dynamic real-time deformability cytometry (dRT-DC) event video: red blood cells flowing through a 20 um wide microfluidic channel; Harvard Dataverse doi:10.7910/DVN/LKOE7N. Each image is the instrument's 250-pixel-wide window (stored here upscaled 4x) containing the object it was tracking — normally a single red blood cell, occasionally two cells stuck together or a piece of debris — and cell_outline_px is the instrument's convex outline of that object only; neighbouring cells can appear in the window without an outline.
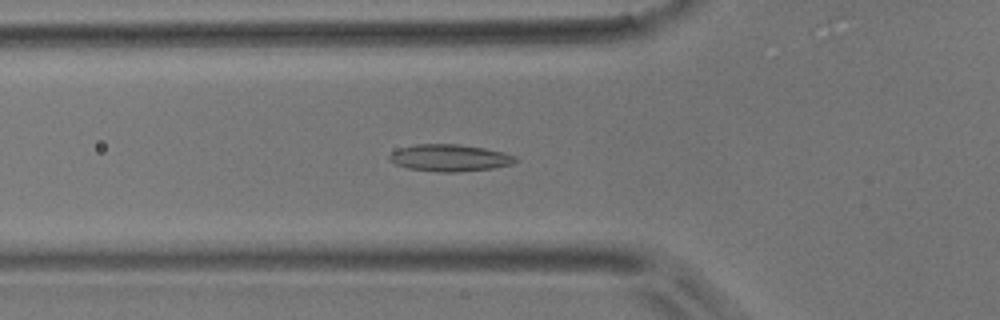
{"species": "common noctule bat (a hibernating species)", "species_latin": "Nyctalus noctula", "temperature_condition": "room temperature", "stored_images_in_passage": 45, "camera_frame_rate_fps": 3000, "um_per_image_px": 0.085, "animal": {"sex": "male", "body_mass_g": 17.9}, "frame": {"image": 1, "passage_image": 11, "time_ms": 3.333, "image_size_px": [1000, 320], "cell_outline_px": [[516, 160], [512, 164], [492, 168], [456, 172], [440, 172], [408, 168], [396, 164], [388, 160], [388, 156], [392, 152], [400, 148], [416, 144], [456, 144], [484, 148], [504, 152], [516, 156]], "centroid_in_image_um": [38.21, 13.41], "position_along_channel_um": 87.6, "area_um2": 19.65}}
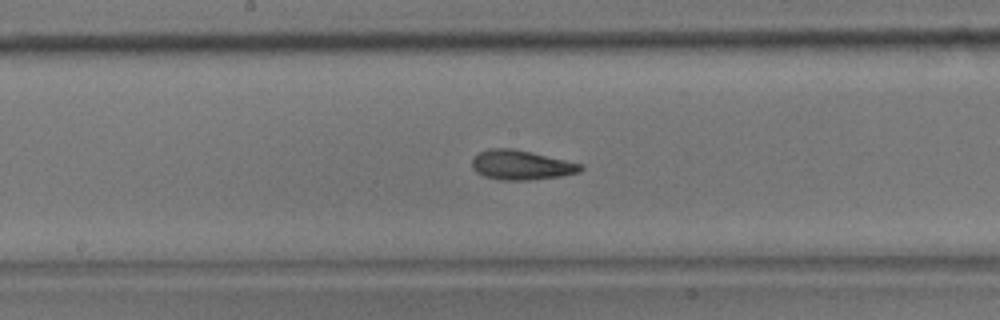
{"frame": {"image": 2, "passage_image": 20, "time_ms": 6.333, "image_size_px": [1000, 320], "cell_outline_px": [[584, 168], [580, 172], [560, 176], [528, 180], [500, 180], [484, 176], [476, 172], [472, 168], [472, 160], [480, 152], [488, 148], [512, 148], [532, 152], [584, 164]], "centroid_in_image_um": [44.32, 14.02], "position_along_channel_um": 203.9, "area_um2": 18.79}}
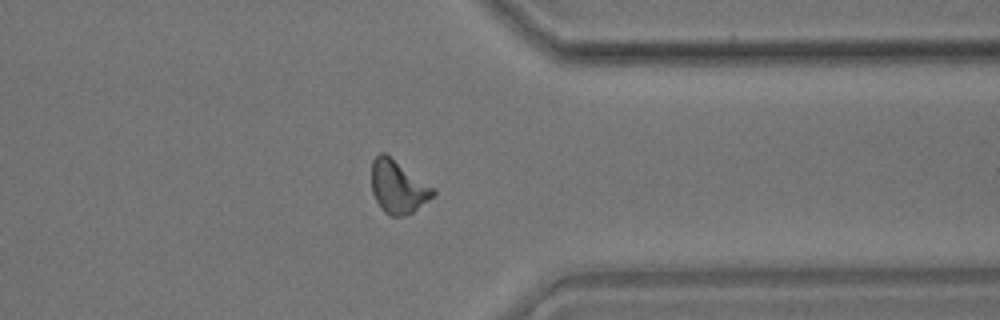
{"frame": {"image": 3, "passage_image": 34, "time_ms": 11.0, "image_size_px": [1000, 320], "cell_outline_px": [[436, 192], [428, 200], [412, 212], [404, 216], [392, 216], [384, 212], [380, 208], [372, 192], [372, 160], [380, 152], [384, 152], [432, 188]], "centroid_in_image_um": [33.77, 15.9], "position_along_channel_um": 377.6, "area_um2": 18.38}, "authors_computed_cell_mechanics": {"area_um2": 18.2648, "velocity_mm_per_s": 3.855, "shape_relaxation_time_tau1_ms": 8.2635, "shape_relaxation_time_tau2_ms": 2.8994, "deformation_change_tau1": 0.1671, "deformation_change_tau2": 0.1064}}